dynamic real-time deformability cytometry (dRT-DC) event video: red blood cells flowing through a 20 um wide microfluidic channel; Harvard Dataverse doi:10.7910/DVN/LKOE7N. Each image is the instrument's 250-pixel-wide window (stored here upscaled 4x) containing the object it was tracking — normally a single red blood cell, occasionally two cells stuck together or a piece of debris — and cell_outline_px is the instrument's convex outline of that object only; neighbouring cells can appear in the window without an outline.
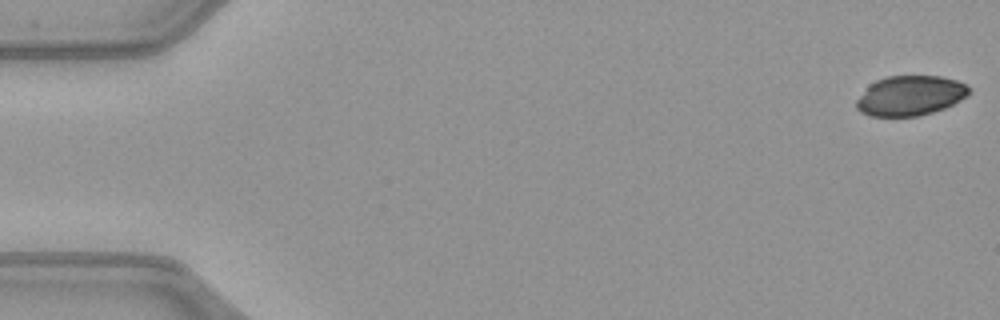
{"species": "common noctule bat (a hibernating species)", "species_latin": "Nyctalus noctula", "temperature_condition": "warm", "stored_images_in_passage": 51, "camera_frame_rate_fps": 3000, "um_per_image_px": 0.085, "animal": {"sex": "female", "body_mass_g": 21.9}, "frame": {"image": 1, "passage_image": 1, "time_ms": 0.0, "image_size_px": [1000, 320], "cell_outline_px": [[968, 96], [944, 108], [920, 116], [868, 116], [860, 112], [856, 108], [856, 100], [868, 84], [876, 80], [888, 76], [940, 76], [956, 80], [968, 84]], "centroid_in_image_um": [77.33, 8.13], "position_along_channel_um": 7.7, "area_um2": 26.3}}
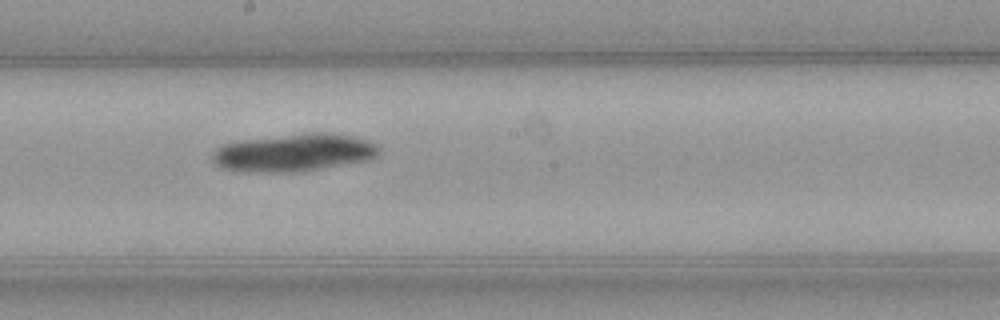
{"frame": {"image": 2, "passage_image": 28, "time_ms": 9.0, "image_size_px": [1000, 320], "cell_outline_px": [[380, 152], [376, 156], [368, 160], [304, 172], [244, 172], [220, 168], [212, 160], [212, 152], [216, 148], [224, 144], [244, 140], [308, 132], [324, 132], [352, 136], [368, 140], [376, 144], [380, 148]], "centroid_in_image_um": [24.99, 12.99], "position_along_channel_um": 223.2, "area_um2": 36.93}}
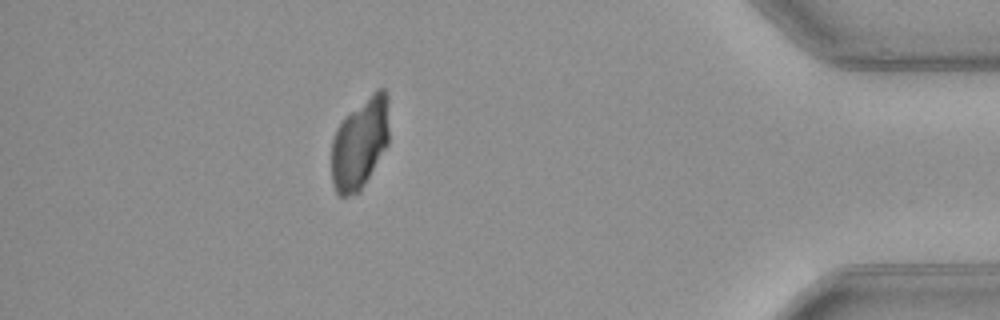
{"frame": {"image": 3, "passage_image": 45, "time_ms": 14.667, "image_size_px": [1000, 320], "cell_outline_px": [[388, 144], [360, 192], [344, 196], [340, 196], [336, 192], [332, 184], [332, 140], [336, 128], [376, 88], [384, 88], [388, 96]], "centroid_in_image_um": [30.6, 12.21], "position_along_channel_um": 404.6, "area_um2": 30.29}}